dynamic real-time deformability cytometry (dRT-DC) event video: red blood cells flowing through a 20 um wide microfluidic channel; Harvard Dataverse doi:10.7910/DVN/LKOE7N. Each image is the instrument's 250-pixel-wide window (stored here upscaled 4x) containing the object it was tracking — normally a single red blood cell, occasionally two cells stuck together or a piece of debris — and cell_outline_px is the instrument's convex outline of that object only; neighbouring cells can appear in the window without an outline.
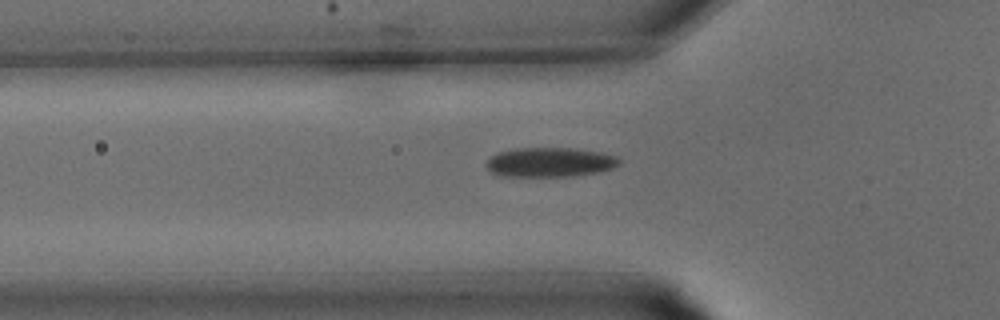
{"species": "common noctule bat (a hibernating species)", "species_latin": "Nyctalus noctula", "temperature_condition": "warm", "stored_images_in_passage": 12, "segment_of_instrument_passage": [1, 2], "camera_frame_rate_fps": 3000, "um_per_image_px": 0.085, "animal": {"sex": "male", "body_mass_g": 15.6}, "frame": {"image": 1, "passage_image": 10, "time_ms": 3.0, "image_size_px": [1000, 320], "cell_outline_px": [[620, 164], [612, 168], [596, 172], [572, 176], [500, 176], [492, 172], [484, 164], [492, 156], [500, 152], [516, 148], [572, 148], [600, 152], [616, 156], [620, 160]], "centroid_in_image_um": [46.74, 13.79], "position_along_channel_um": 79.1, "area_um2": 22.66}}